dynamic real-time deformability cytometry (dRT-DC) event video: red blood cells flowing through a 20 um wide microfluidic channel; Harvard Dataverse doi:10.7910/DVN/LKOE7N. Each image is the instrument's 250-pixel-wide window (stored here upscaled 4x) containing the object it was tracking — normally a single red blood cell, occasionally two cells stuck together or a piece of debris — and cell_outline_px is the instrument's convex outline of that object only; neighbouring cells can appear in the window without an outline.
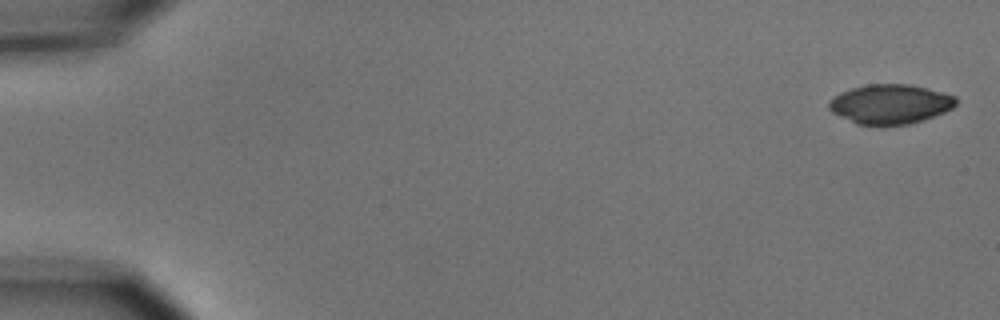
{"species": "common noctule bat (a hibernating species)", "species_latin": "Nyctalus noctula", "temperature_condition": "cold", "stored_images_in_passage": 6, "camera_frame_rate_fps": 3000, "um_per_image_px": 0.085, "animal": {"sex": "male", "body_mass_g": 15.6}, "frame": {"image": 1, "passage_image": 1, "time_ms": 0.0, "image_size_px": [1000, 320], "cell_outline_px": [[956, 104], [952, 108], [944, 112], [924, 120], [908, 124], [880, 128], [856, 124], [832, 112], [828, 108], [828, 104], [840, 92], [852, 88], [868, 84], [912, 84], [928, 88], [956, 96]], "centroid_in_image_um": [75.67, 8.88], "position_along_channel_um": 9.3, "area_um2": 29.77}}
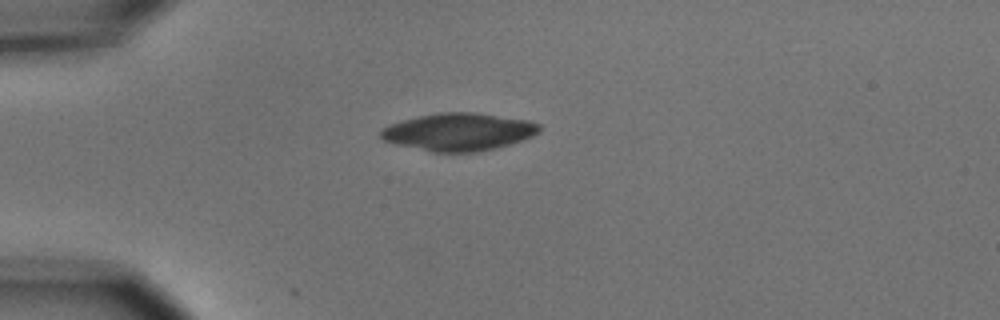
{"frame": {"image": 2, "passage_image": 4, "time_ms": 4.333, "image_size_px": [1000, 320], "cell_outline_px": [[540, 132], [532, 136], [496, 148], [476, 152], [432, 152], [396, 144], [384, 140], [380, 136], [380, 132], [388, 124], [420, 116], [440, 112], [476, 112], [528, 120], [540, 124]], "centroid_in_image_um": [39.0, 11.2], "position_along_channel_um": 46.0, "area_um2": 34.56}}